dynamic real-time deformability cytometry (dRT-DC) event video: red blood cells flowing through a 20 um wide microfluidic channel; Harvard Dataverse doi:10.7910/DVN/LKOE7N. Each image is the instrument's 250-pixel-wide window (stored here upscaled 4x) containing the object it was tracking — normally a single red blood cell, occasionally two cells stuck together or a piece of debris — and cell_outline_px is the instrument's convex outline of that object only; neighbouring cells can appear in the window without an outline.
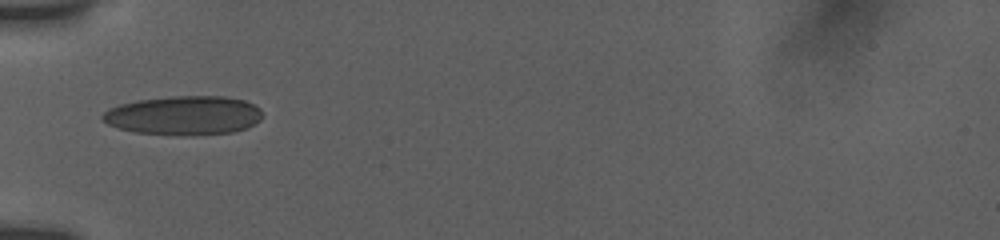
{"species": "human", "species_latin": "Homo sapiens", "temperature_condition": "room temperature", "stored_images_in_passage": 38, "camera_frame_rate_fps": 3000, "um_per_image_px": 0.085, "donor": {"sex": "female"}, "frame": {"image": 1, "passage_image": 1, "time_ms": 0.0, "image_size_px": [1000, 240], "cell_outline_px": [[264, 116], [260, 120], [248, 128], [232, 132], [184, 136], [136, 132], [120, 128], [108, 124], [100, 116], [108, 108], [120, 104], [136, 100], [172, 96], [224, 96], [244, 100], [260, 108]], "centroid_in_image_um": [15.65, 9.81], "position_along_channel_um": 69.4, "area_um2": 36.59}}
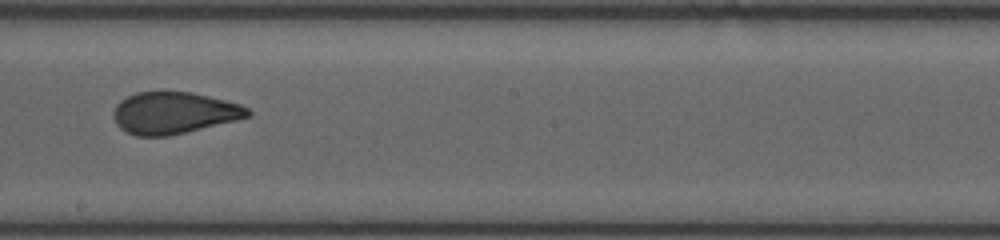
{"frame": {"image": 2, "passage_image": 15, "time_ms": 4.333, "image_size_px": [1000, 240], "cell_outline_px": [[252, 116], [236, 120], [168, 136], [136, 136], [120, 128], [116, 124], [112, 116], [112, 112], [116, 104], [120, 100], [136, 92], [188, 92], [208, 96], [240, 104], [248, 108], [252, 112]], "centroid_in_image_um": [14.76, 9.6], "position_along_channel_um": 233.4, "area_um2": 32.6}}
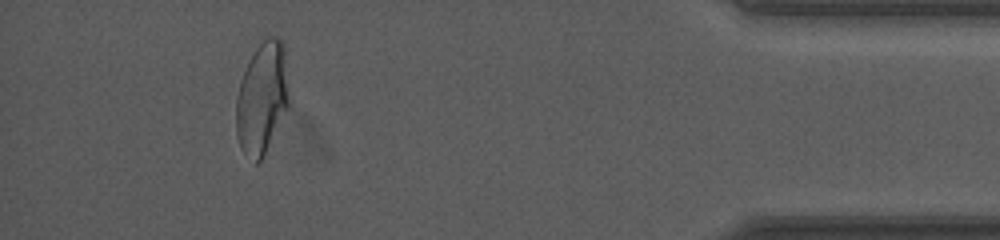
{"frame": {"image": 3, "passage_image": 34, "time_ms": 10.333, "image_size_px": [1000, 240], "cell_outline_px": [[288, 108], [260, 164], [256, 164], [240, 148], [236, 136], [236, 96], [240, 80], [248, 60], [256, 48], [268, 36], [276, 36], [284, 44], [288, 96]], "centroid_in_image_um": [22.25, 8.37], "position_along_channel_um": 412.9, "area_um2": 34.62}, "authors_computed_cell_mechanics": {"area_um2": 34.1598, "velocity_mm_per_s": 3.8123, "shape_relaxation_time_tau1_ms": 10.8441, "shape_relaxation_time_tau2_ms": 1.0806, "deformation_change_tau1": 0.2508, "deformation_change_tau2": 0.0681}}